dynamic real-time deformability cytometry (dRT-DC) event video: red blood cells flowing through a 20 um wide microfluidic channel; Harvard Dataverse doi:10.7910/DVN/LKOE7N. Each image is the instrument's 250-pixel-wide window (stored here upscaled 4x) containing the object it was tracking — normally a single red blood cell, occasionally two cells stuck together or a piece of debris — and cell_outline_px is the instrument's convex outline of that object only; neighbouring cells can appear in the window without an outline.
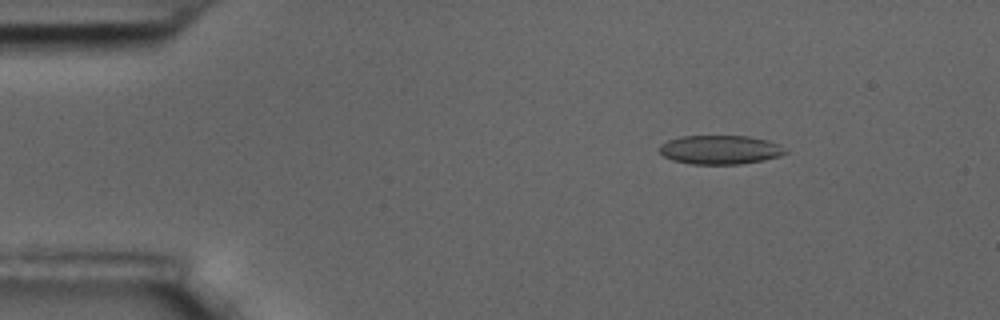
{"species": "common noctule bat (a hibernating species)", "species_latin": "Nyctalus noctula", "temperature_condition": "room temperature", "stored_images_in_passage": 6, "camera_frame_rate_fps": 3000, "um_per_image_px": 0.085, "animal": {"sex": "male", "body_mass_g": 17.5, "forearm_length_mm": 52.3}, "frame": {"image": 1, "passage_image": 3, "time_ms": 0.667, "image_size_px": [1000, 320], "cell_outline_px": [[788, 152], [780, 156], [764, 160], [740, 164], [692, 164], [672, 160], [664, 156], [660, 152], [660, 144], [668, 140], [680, 136], [748, 136], [768, 140], [780, 144]], "centroid_in_image_um": [61.23, 12.72], "position_along_channel_um": 23.8, "area_um2": 21.33}}
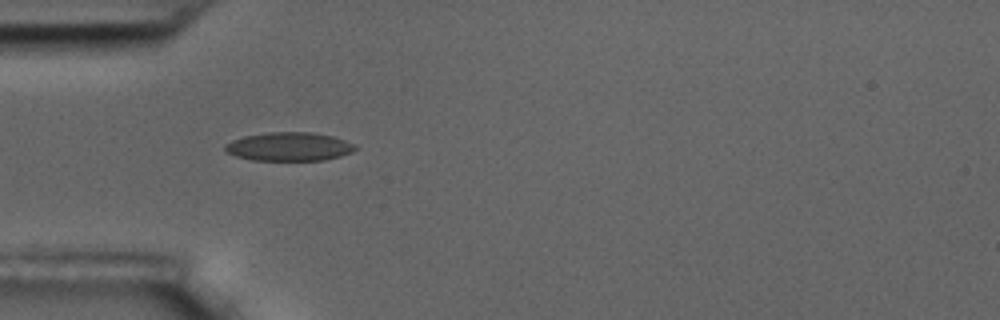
{"frame": {"image": 2, "passage_image": 5, "time_ms": 1.333, "image_size_px": [1000, 320], "cell_outline_px": [[356, 148], [352, 152], [340, 156], [324, 160], [252, 160], [236, 156], [224, 152], [224, 144], [232, 140], [244, 136], [268, 132], [312, 132], [332, 136], [356, 144]], "centroid_in_image_um": [24.55, 12.46], "position_along_channel_um": 60.5, "area_um2": 21.79}}